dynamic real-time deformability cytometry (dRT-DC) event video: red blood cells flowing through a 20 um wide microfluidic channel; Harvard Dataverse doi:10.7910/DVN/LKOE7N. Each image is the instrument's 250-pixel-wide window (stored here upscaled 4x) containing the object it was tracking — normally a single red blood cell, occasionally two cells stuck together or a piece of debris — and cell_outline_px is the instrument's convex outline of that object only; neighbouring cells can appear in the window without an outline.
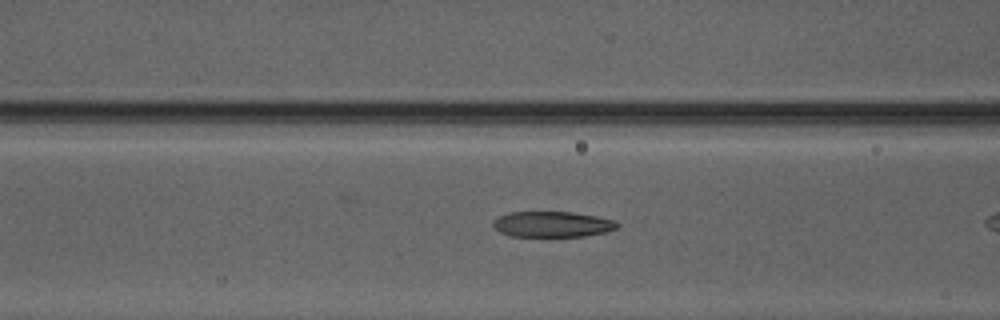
{"species": "Egyptian fruit bat (a non-hibernating species)", "species_latin": "Rousettus aegyptiacus", "temperature_condition": "warm", "stored_images_in_passage": 8, "camera_frame_rate_fps": 3000, "um_per_image_px": 0.085, "animal": {"sex": "male"}, "frame": {"image": 1, "passage_image": 7, "time_ms": 2.0, "image_size_px": [1000, 320], "cell_outline_px": [[620, 224], [616, 228], [604, 232], [584, 236], [512, 236], [500, 232], [492, 224], [500, 216], [508, 212], [572, 212], [596, 216], [616, 220]], "centroid_in_image_um": [46.98, 19.05], "position_along_channel_um": 119.6, "area_um2": 18.38}}